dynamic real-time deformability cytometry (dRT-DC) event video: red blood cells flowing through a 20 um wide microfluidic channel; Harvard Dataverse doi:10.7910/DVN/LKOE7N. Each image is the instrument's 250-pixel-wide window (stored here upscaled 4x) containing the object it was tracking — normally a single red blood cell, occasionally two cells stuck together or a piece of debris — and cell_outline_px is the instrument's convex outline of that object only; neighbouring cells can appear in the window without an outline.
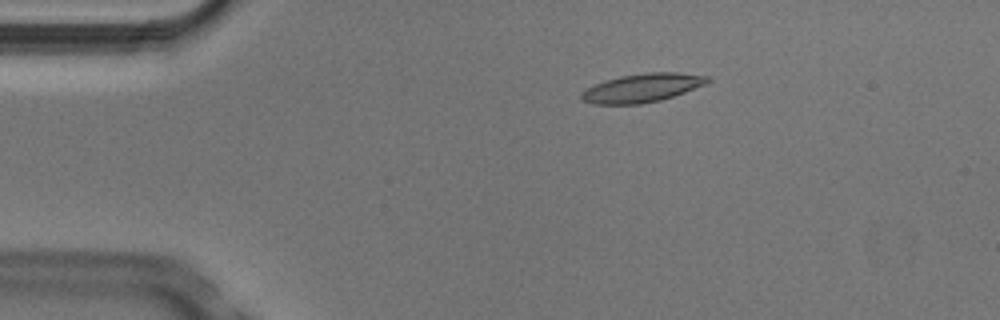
{"species": "Egyptian fruit bat (a non-hibernating species)", "species_latin": "Rousettus aegyptiacus", "temperature_condition": "cold", "stored_images_in_passage": 6, "camera_frame_rate_fps": 3000, "um_per_image_px": 0.085, "animal": {"sex": "male"}, "frame": {"image": 1, "passage_image": 2, "time_ms": 0.333, "image_size_px": [1000, 320], "cell_outline_px": [[712, 80], [704, 84], [684, 92], [660, 100], [640, 104], [592, 104], [580, 100], [580, 92], [604, 80], [620, 76], [644, 72], [676, 72], [712, 76]], "centroid_in_image_um": [54.57, 7.46], "position_along_channel_um": 30.4, "area_um2": 21.1}}
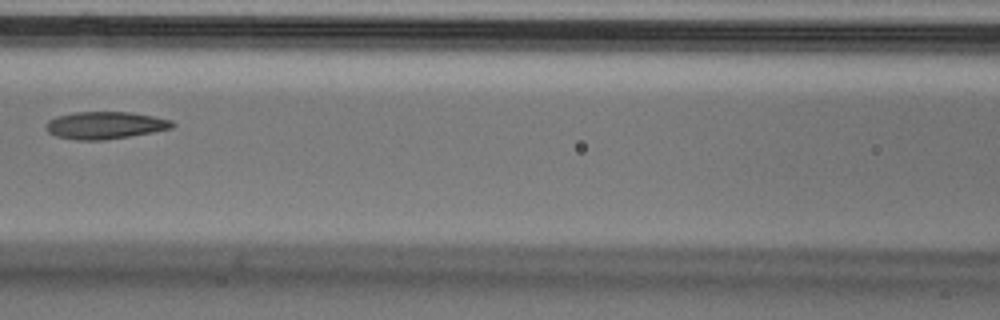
{"frame": {"image": 2, "passage_image": 6, "time_ms": 1.667, "image_size_px": [1000, 320], "cell_outline_px": [[176, 124], [172, 128], [152, 132], [104, 140], [76, 140], [56, 136], [48, 132], [44, 124], [48, 120], [56, 116], [72, 112], [132, 112], [172, 120]], "centroid_in_image_um": [8.9, 10.64], "position_along_channel_um": 157.7, "area_um2": 20.17}}